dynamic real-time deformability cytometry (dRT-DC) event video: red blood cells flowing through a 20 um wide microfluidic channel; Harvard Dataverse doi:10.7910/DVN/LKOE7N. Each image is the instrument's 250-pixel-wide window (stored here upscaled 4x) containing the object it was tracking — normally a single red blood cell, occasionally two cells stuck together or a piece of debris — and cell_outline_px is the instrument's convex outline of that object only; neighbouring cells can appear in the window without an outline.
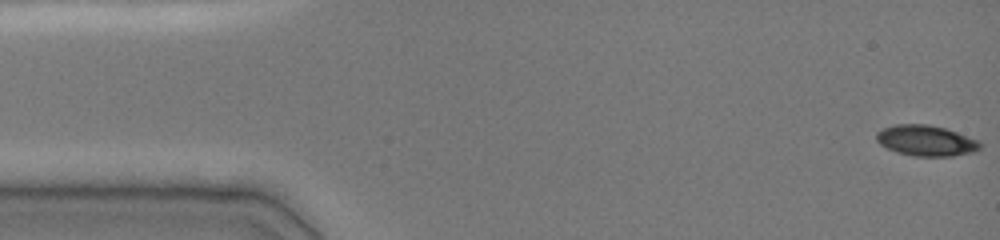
{"species": "common noctule bat (a hibernating species)", "species_latin": "Nyctalus noctula", "temperature_condition": "cold", "stored_images_in_passage": 56, "camera_frame_rate_fps": 3000, "um_per_image_px": 0.085, "animal": {"sex": "female", "body_mass_g": 19.0, "forearm_length_mm": 51.5}, "frame": {"image": 1, "passage_image": 1, "time_ms": 0.0, "image_size_px": [1000, 240], "cell_outline_px": [[980, 148], [976, 152], [952, 156], [912, 156], [896, 152], [880, 144], [876, 140], [876, 132], [880, 128], [896, 124], [928, 124], [944, 128], [980, 140]], "centroid_in_image_um": [78.7, 11.95], "position_along_channel_um": 6.3, "area_um2": 18.73}}
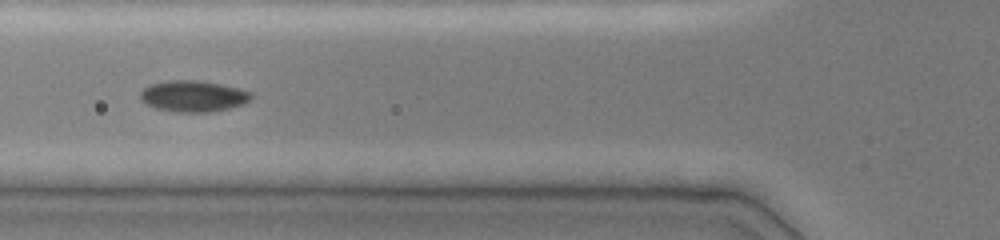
{"frame": {"image": 2, "passage_image": 20, "time_ms": 5.667, "image_size_px": [1000, 240], "cell_outline_px": [[252, 96], [244, 104], [212, 112], [180, 112], [156, 108], [140, 100], [140, 92], [144, 88], [152, 84], [168, 80], [196, 80], [220, 84], [252, 92]], "centroid_in_image_um": [16.42, 8.17], "position_along_channel_um": 109.4, "area_um2": 19.94}}
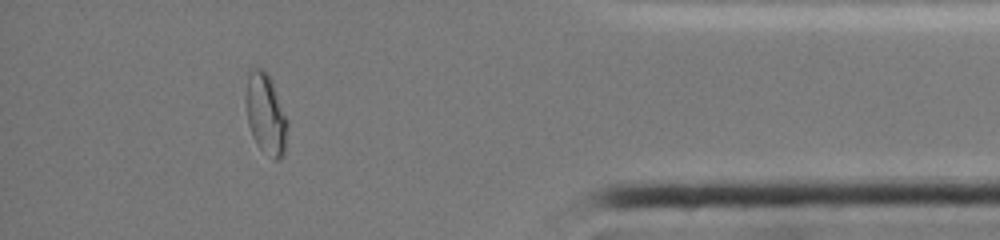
{"frame": {"image": 3, "passage_image": 51, "time_ms": 14.0, "image_size_px": [1000, 240], "cell_outline_px": [[288, 124], [284, 156], [280, 160], [272, 160], [256, 144], [252, 136], [248, 124], [244, 100], [244, 96], [248, 68], [264, 68], [268, 72], [272, 80], [288, 120]], "centroid_in_image_um": [22.57, 9.66], "position_along_channel_um": 412.6, "area_um2": 20.46}, "authors_computed_cell_mechanics": {"area_um2": 18.7272, "velocity_mm_per_s": 3.9558, "shape_relaxation_time_tau1_ms": null, "shape_relaxation_time_tau2_ms": 1.4902, "deformation_change_tau1": null, "deformation_change_tau2": 0.0337}}